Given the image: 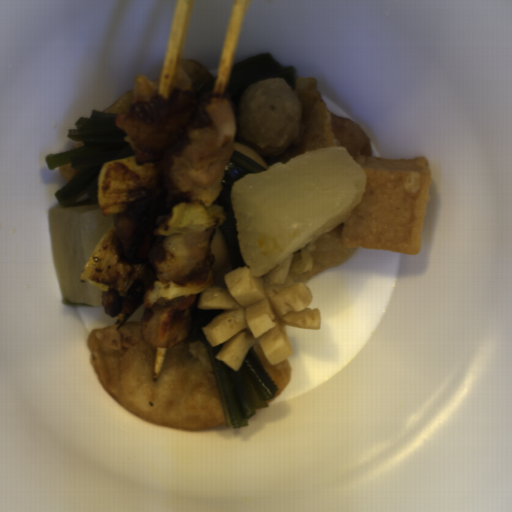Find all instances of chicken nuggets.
Returning <instances> with one entry per match:
<instances>
[{
  "mask_svg": "<svg viewBox=\"0 0 512 512\" xmlns=\"http://www.w3.org/2000/svg\"><path fill=\"white\" fill-rule=\"evenodd\" d=\"M236 127L231 99L207 100L197 96L196 90L176 88L167 100L156 94L146 102L128 104L122 138L137 166L155 163L163 187L133 200L124 212L114 213L112 246L117 263L146 264L135 299L122 298L117 288L101 289L107 317L131 315L157 280L184 287L207 283L215 261L211 243L216 228L171 236L154 235V231L176 203L200 204L205 209L216 205L234 151Z\"/></svg>",
  "mask_w": 512,
  "mask_h": 512,
  "instance_id": "obj_1",
  "label": "chicken nuggets"
},
{
  "mask_svg": "<svg viewBox=\"0 0 512 512\" xmlns=\"http://www.w3.org/2000/svg\"><path fill=\"white\" fill-rule=\"evenodd\" d=\"M198 293L166 299L158 297L150 309L143 311L141 336L149 347L172 348L191 333L193 312Z\"/></svg>",
  "mask_w": 512,
  "mask_h": 512,
  "instance_id": "obj_2",
  "label": "chicken nuggets"
}]
</instances>
